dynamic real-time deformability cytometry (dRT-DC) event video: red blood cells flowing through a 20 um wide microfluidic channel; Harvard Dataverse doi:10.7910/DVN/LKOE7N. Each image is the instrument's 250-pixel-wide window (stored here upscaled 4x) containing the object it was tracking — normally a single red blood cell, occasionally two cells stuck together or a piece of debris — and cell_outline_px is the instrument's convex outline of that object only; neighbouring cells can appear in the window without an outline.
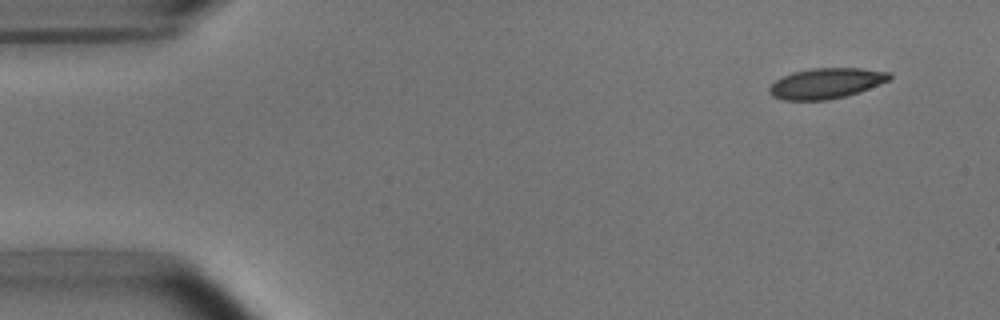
{"species": "common noctule bat (a hibernating species)", "species_latin": "Nyctalus noctula", "temperature_condition": "room temperature", "stored_images_in_passage": 49, "camera_frame_rate_fps": 3000, "um_per_image_px": 0.085, "animal": {"sex": "male", "body_mass_g": 15.6}, "frame": {"image": 1, "passage_image": 1, "time_ms": 0.0, "image_size_px": [1000, 320], "cell_outline_px": [[892, 76], [888, 80], [868, 88], [844, 96], [828, 100], [784, 100], [772, 96], [768, 92], [768, 88], [776, 80], [792, 72], [812, 68], [860, 68], [892, 72]], "centroid_in_image_um": [70.19, 7.07], "position_along_channel_um": 14.8, "area_um2": 21.15}}
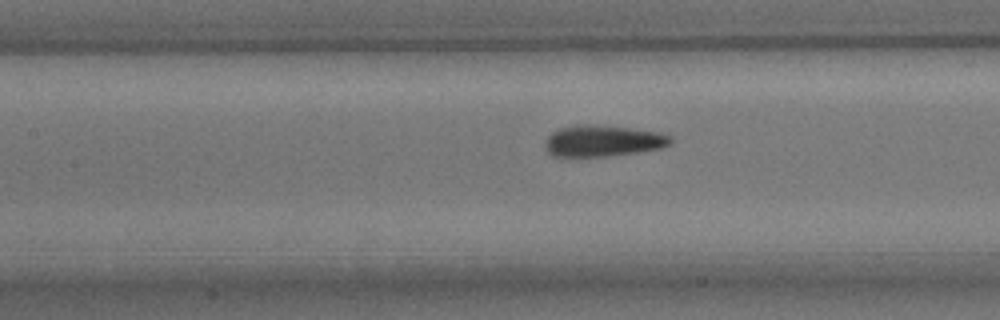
{"frame": {"image": 2, "passage_image": 20, "time_ms": 6.333, "image_size_px": [1000, 320], "cell_outline_px": [[672, 140], [668, 144], [660, 148], [636, 152], [608, 156], [552, 156], [548, 152], [544, 144], [548, 136], [552, 132], [560, 128], [580, 124], [588, 124], [628, 128], [656, 132], [668, 136]], "centroid_in_image_um": [51.17, 11.98], "position_along_channel_um": 156.2, "area_um2": 22.43}}
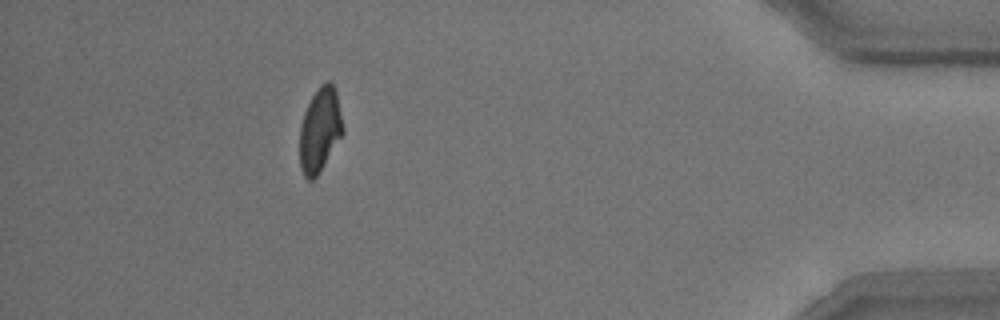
{"frame": {"image": 3, "passage_image": 44, "time_ms": 14.333, "image_size_px": [1000, 320], "cell_outline_px": [[344, 132], [320, 172], [312, 180], [308, 180], [304, 176], [300, 168], [300, 124], [304, 112], [312, 96], [320, 84], [324, 80], [328, 80], [336, 88], [344, 128]], "centroid_in_image_um": [27.2, 11.02], "position_along_channel_um": 408.0, "area_um2": 21.44}, "authors_computed_cell_mechanics": {"area_um2": 22.4264, "velocity_mm_per_s": 3.8178, "shape_relaxation_time_tau1_ms": 3.3194, "shape_relaxation_time_tau2_ms": 1.6253, "deformation_change_tau1": 0.1267, "deformation_change_tau2": 0.0691}}